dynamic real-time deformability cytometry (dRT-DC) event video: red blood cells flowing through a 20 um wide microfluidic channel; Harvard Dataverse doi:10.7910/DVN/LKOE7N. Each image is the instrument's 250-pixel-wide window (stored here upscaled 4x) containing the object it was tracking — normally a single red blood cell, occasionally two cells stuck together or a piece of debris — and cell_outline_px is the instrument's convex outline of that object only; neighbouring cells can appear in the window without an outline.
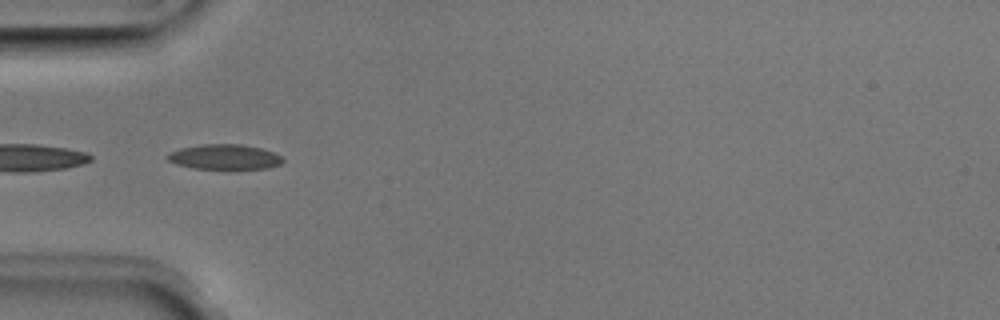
{"species": "Egyptian fruit bat (a non-hibernating species)", "species_latin": "Rousettus aegyptiacus", "temperature_condition": "room temperature", "stored_images_in_passage": 34, "segment_of_instrument_passage": [2, 2], "camera_frame_rate_fps": 3000, "um_per_image_px": 0.085, "animal": {"sex": "male"}, "frame": {"image": 1, "passage_image": 15, "time_ms": 4.667, "image_size_px": [1000, 320], "cell_outline_px": [[284, 160], [280, 164], [268, 168], [192, 168], [176, 164], [168, 160], [164, 156], [168, 152], [180, 148], [200, 144], [240, 144], [260, 148], [276, 152]], "centroid_in_image_um": [19.04, 13.32], "position_along_channel_um": 66.0, "area_um2": 16.82}}
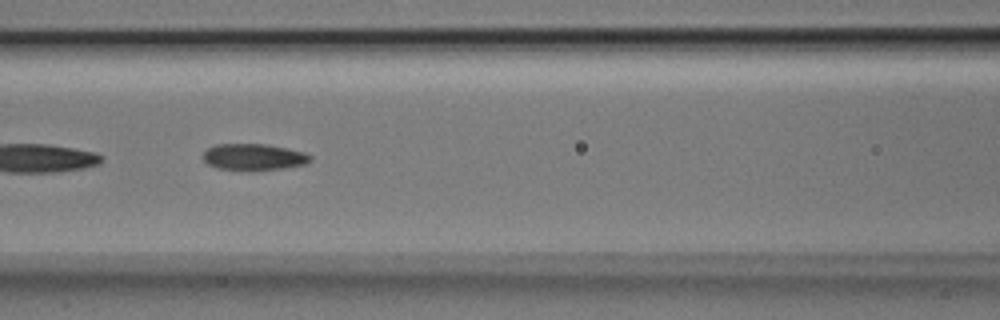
{"frame": {"image": 2, "passage_image": 21, "time_ms": 6.667, "image_size_px": [1000, 320], "cell_outline_px": [[312, 160], [304, 164], [280, 168], [248, 172], [216, 168], [208, 164], [204, 160], [204, 152], [208, 148], [216, 144], [268, 144], [288, 148], [304, 152], [312, 156]], "centroid_in_image_um": [21.56, 13.36], "position_along_channel_um": 145.0, "area_um2": 16.82}}
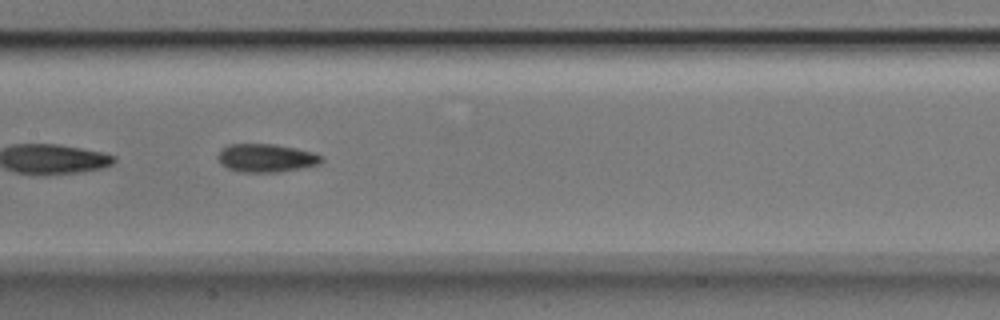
{"frame": {"image": 3, "passage_image": 24, "time_ms": 7.667, "image_size_px": [1000, 320], "cell_outline_px": [[324, 160], [320, 164], [280, 172], [244, 172], [228, 168], [220, 164], [216, 156], [228, 144], [276, 144], [296, 148], [312, 152], [324, 156]], "centroid_in_image_um": [22.65, 13.43], "position_along_channel_um": 184.8, "area_um2": 17.11}}